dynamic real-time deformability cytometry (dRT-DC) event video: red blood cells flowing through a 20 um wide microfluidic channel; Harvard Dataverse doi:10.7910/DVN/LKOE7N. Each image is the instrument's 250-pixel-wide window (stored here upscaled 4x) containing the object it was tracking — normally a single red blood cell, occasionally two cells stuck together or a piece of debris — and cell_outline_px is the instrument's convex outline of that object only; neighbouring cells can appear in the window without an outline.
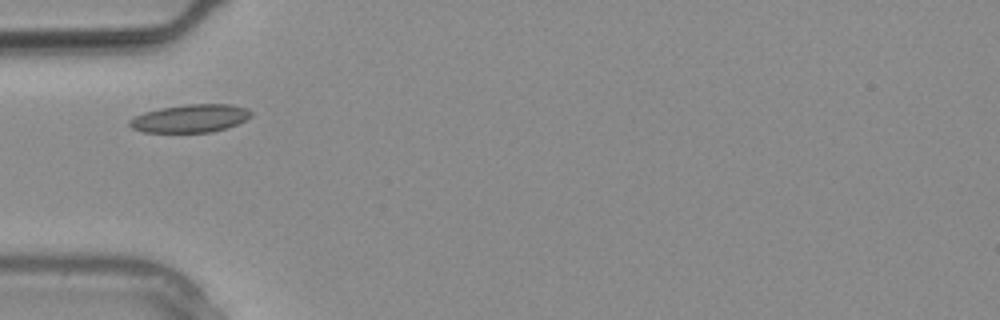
{"species": "common noctule bat (a hibernating species)", "species_latin": "Nyctalus noctula", "temperature_condition": "warm", "stored_images_in_passage": 15, "camera_frame_rate_fps": 3000, "um_per_image_px": 0.085, "animal": {"sex": "male", "body_mass_g": 20.4}, "frame": {"image": 1, "passage_image": 3, "time_ms": 0.667, "image_size_px": [1000, 320], "cell_outline_px": [[252, 116], [236, 124], [212, 132], [144, 132], [132, 128], [128, 124], [128, 120], [144, 112], [160, 108], [188, 104], [228, 104], [244, 108], [252, 112]], "centroid_in_image_um": [16.14, 10.06], "position_along_channel_um": 68.9, "area_um2": 19.59}}
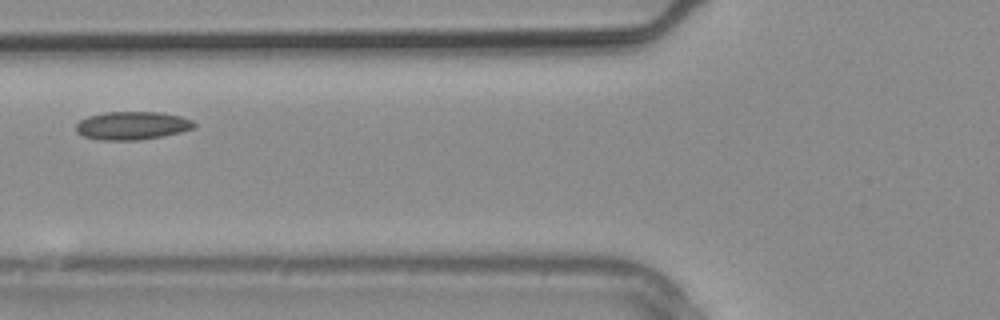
{"frame": {"image": 2, "passage_image": 5, "time_ms": 1.333, "image_size_px": [1000, 320], "cell_outline_px": [[196, 128], [180, 132], [140, 140], [100, 140], [84, 136], [76, 132], [76, 124], [80, 120], [88, 116], [104, 112], [160, 112], [180, 116], [192, 120], [196, 124]], "centroid_in_image_um": [11.23, 10.67], "position_along_channel_um": 114.6, "area_um2": 19.42}}